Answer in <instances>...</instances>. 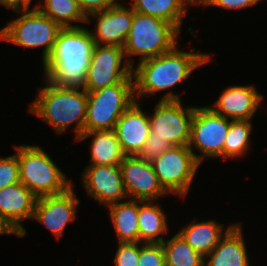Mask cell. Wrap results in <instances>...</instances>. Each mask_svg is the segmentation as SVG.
<instances>
[{
	"label": "cell",
	"mask_w": 267,
	"mask_h": 266,
	"mask_svg": "<svg viewBox=\"0 0 267 266\" xmlns=\"http://www.w3.org/2000/svg\"><path fill=\"white\" fill-rule=\"evenodd\" d=\"M80 9L88 16L92 12L103 11L108 8L118 6L120 0H77Z\"/></svg>",
	"instance_id": "33"
},
{
	"label": "cell",
	"mask_w": 267,
	"mask_h": 266,
	"mask_svg": "<svg viewBox=\"0 0 267 266\" xmlns=\"http://www.w3.org/2000/svg\"><path fill=\"white\" fill-rule=\"evenodd\" d=\"M154 106L152 114L149 113L148 139L166 140L172 146H188L196 106H185L182 100H158Z\"/></svg>",
	"instance_id": "10"
},
{
	"label": "cell",
	"mask_w": 267,
	"mask_h": 266,
	"mask_svg": "<svg viewBox=\"0 0 267 266\" xmlns=\"http://www.w3.org/2000/svg\"><path fill=\"white\" fill-rule=\"evenodd\" d=\"M263 0H210L204 7H216L217 9H224L228 11H236L257 6Z\"/></svg>",
	"instance_id": "32"
},
{
	"label": "cell",
	"mask_w": 267,
	"mask_h": 266,
	"mask_svg": "<svg viewBox=\"0 0 267 266\" xmlns=\"http://www.w3.org/2000/svg\"><path fill=\"white\" fill-rule=\"evenodd\" d=\"M31 7L32 11H40L62 28L81 27L84 26L83 23H87V16L80 9L77 0H40Z\"/></svg>",
	"instance_id": "25"
},
{
	"label": "cell",
	"mask_w": 267,
	"mask_h": 266,
	"mask_svg": "<svg viewBox=\"0 0 267 266\" xmlns=\"http://www.w3.org/2000/svg\"><path fill=\"white\" fill-rule=\"evenodd\" d=\"M219 95L212 105L206 106L216 114L231 120H253L265 98L254 84H232Z\"/></svg>",
	"instance_id": "16"
},
{
	"label": "cell",
	"mask_w": 267,
	"mask_h": 266,
	"mask_svg": "<svg viewBox=\"0 0 267 266\" xmlns=\"http://www.w3.org/2000/svg\"><path fill=\"white\" fill-rule=\"evenodd\" d=\"M151 163L163 189L185 200L201 167L189 146H171Z\"/></svg>",
	"instance_id": "8"
},
{
	"label": "cell",
	"mask_w": 267,
	"mask_h": 266,
	"mask_svg": "<svg viewBox=\"0 0 267 266\" xmlns=\"http://www.w3.org/2000/svg\"><path fill=\"white\" fill-rule=\"evenodd\" d=\"M42 79L44 87L38 89L28 111L49 125L57 135L74 125L72 129L76 140L84 133L87 91L83 88L58 87L44 77Z\"/></svg>",
	"instance_id": "3"
},
{
	"label": "cell",
	"mask_w": 267,
	"mask_h": 266,
	"mask_svg": "<svg viewBox=\"0 0 267 266\" xmlns=\"http://www.w3.org/2000/svg\"><path fill=\"white\" fill-rule=\"evenodd\" d=\"M165 266H204V257L196 252L176 231L162 242Z\"/></svg>",
	"instance_id": "27"
},
{
	"label": "cell",
	"mask_w": 267,
	"mask_h": 266,
	"mask_svg": "<svg viewBox=\"0 0 267 266\" xmlns=\"http://www.w3.org/2000/svg\"><path fill=\"white\" fill-rule=\"evenodd\" d=\"M129 6L141 14L154 16L173 24L182 32L188 4L183 0H129Z\"/></svg>",
	"instance_id": "24"
},
{
	"label": "cell",
	"mask_w": 267,
	"mask_h": 266,
	"mask_svg": "<svg viewBox=\"0 0 267 266\" xmlns=\"http://www.w3.org/2000/svg\"><path fill=\"white\" fill-rule=\"evenodd\" d=\"M75 185L64 193L39 197L35 203L32 221L43 225L58 241L65 234L66 226L77 218L81 202L76 197Z\"/></svg>",
	"instance_id": "12"
},
{
	"label": "cell",
	"mask_w": 267,
	"mask_h": 266,
	"mask_svg": "<svg viewBox=\"0 0 267 266\" xmlns=\"http://www.w3.org/2000/svg\"><path fill=\"white\" fill-rule=\"evenodd\" d=\"M19 161L20 182L37 198L58 195L73 186L72 179L59 168L48 152L39 145L14 146Z\"/></svg>",
	"instance_id": "4"
},
{
	"label": "cell",
	"mask_w": 267,
	"mask_h": 266,
	"mask_svg": "<svg viewBox=\"0 0 267 266\" xmlns=\"http://www.w3.org/2000/svg\"><path fill=\"white\" fill-rule=\"evenodd\" d=\"M84 132L112 130L121 115L136 101L134 79L87 92Z\"/></svg>",
	"instance_id": "7"
},
{
	"label": "cell",
	"mask_w": 267,
	"mask_h": 266,
	"mask_svg": "<svg viewBox=\"0 0 267 266\" xmlns=\"http://www.w3.org/2000/svg\"><path fill=\"white\" fill-rule=\"evenodd\" d=\"M94 46L87 26L62 28L42 76L58 87L83 88Z\"/></svg>",
	"instance_id": "2"
},
{
	"label": "cell",
	"mask_w": 267,
	"mask_h": 266,
	"mask_svg": "<svg viewBox=\"0 0 267 266\" xmlns=\"http://www.w3.org/2000/svg\"><path fill=\"white\" fill-rule=\"evenodd\" d=\"M33 0H13L6 8L9 10L17 11H32L30 7Z\"/></svg>",
	"instance_id": "34"
},
{
	"label": "cell",
	"mask_w": 267,
	"mask_h": 266,
	"mask_svg": "<svg viewBox=\"0 0 267 266\" xmlns=\"http://www.w3.org/2000/svg\"><path fill=\"white\" fill-rule=\"evenodd\" d=\"M172 145L166 140L147 139L143 150L138 155L141 159L152 161L167 151Z\"/></svg>",
	"instance_id": "31"
},
{
	"label": "cell",
	"mask_w": 267,
	"mask_h": 266,
	"mask_svg": "<svg viewBox=\"0 0 267 266\" xmlns=\"http://www.w3.org/2000/svg\"><path fill=\"white\" fill-rule=\"evenodd\" d=\"M132 71L122 47L95 44L83 89L92 92L134 79Z\"/></svg>",
	"instance_id": "11"
},
{
	"label": "cell",
	"mask_w": 267,
	"mask_h": 266,
	"mask_svg": "<svg viewBox=\"0 0 267 266\" xmlns=\"http://www.w3.org/2000/svg\"><path fill=\"white\" fill-rule=\"evenodd\" d=\"M20 182L19 161L16 153L0 158V189Z\"/></svg>",
	"instance_id": "30"
},
{
	"label": "cell",
	"mask_w": 267,
	"mask_h": 266,
	"mask_svg": "<svg viewBox=\"0 0 267 266\" xmlns=\"http://www.w3.org/2000/svg\"><path fill=\"white\" fill-rule=\"evenodd\" d=\"M119 166L128 198L161 201L165 196H170L160 185L151 161L141 159L138 155L125 156Z\"/></svg>",
	"instance_id": "13"
},
{
	"label": "cell",
	"mask_w": 267,
	"mask_h": 266,
	"mask_svg": "<svg viewBox=\"0 0 267 266\" xmlns=\"http://www.w3.org/2000/svg\"><path fill=\"white\" fill-rule=\"evenodd\" d=\"M252 120H232L225 138L224 159L244 158L252 149ZM248 151V152H247Z\"/></svg>",
	"instance_id": "26"
},
{
	"label": "cell",
	"mask_w": 267,
	"mask_h": 266,
	"mask_svg": "<svg viewBox=\"0 0 267 266\" xmlns=\"http://www.w3.org/2000/svg\"><path fill=\"white\" fill-rule=\"evenodd\" d=\"M210 0H199V6L200 7H205V5L209 2Z\"/></svg>",
	"instance_id": "38"
},
{
	"label": "cell",
	"mask_w": 267,
	"mask_h": 266,
	"mask_svg": "<svg viewBox=\"0 0 267 266\" xmlns=\"http://www.w3.org/2000/svg\"><path fill=\"white\" fill-rule=\"evenodd\" d=\"M88 138H91L89 144L90 163L88 165L119 166L126 156L121 149L114 129L84 132L75 142H83Z\"/></svg>",
	"instance_id": "21"
},
{
	"label": "cell",
	"mask_w": 267,
	"mask_h": 266,
	"mask_svg": "<svg viewBox=\"0 0 267 266\" xmlns=\"http://www.w3.org/2000/svg\"><path fill=\"white\" fill-rule=\"evenodd\" d=\"M80 175L87 196L103 207L128 199L120 166L87 165Z\"/></svg>",
	"instance_id": "14"
},
{
	"label": "cell",
	"mask_w": 267,
	"mask_h": 266,
	"mask_svg": "<svg viewBox=\"0 0 267 266\" xmlns=\"http://www.w3.org/2000/svg\"><path fill=\"white\" fill-rule=\"evenodd\" d=\"M242 225L241 221L235 222L219 244L204 258V266H251Z\"/></svg>",
	"instance_id": "19"
},
{
	"label": "cell",
	"mask_w": 267,
	"mask_h": 266,
	"mask_svg": "<svg viewBox=\"0 0 267 266\" xmlns=\"http://www.w3.org/2000/svg\"><path fill=\"white\" fill-rule=\"evenodd\" d=\"M125 4L127 3H120L87 16L86 25L95 21V28L89 29L95 44L123 48L133 21V9Z\"/></svg>",
	"instance_id": "15"
},
{
	"label": "cell",
	"mask_w": 267,
	"mask_h": 266,
	"mask_svg": "<svg viewBox=\"0 0 267 266\" xmlns=\"http://www.w3.org/2000/svg\"><path fill=\"white\" fill-rule=\"evenodd\" d=\"M138 266H165V254L162 243L139 242Z\"/></svg>",
	"instance_id": "28"
},
{
	"label": "cell",
	"mask_w": 267,
	"mask_h": 266,
	"mask_svg": "<svg viewBox=\"0 0 267 266\" xmlns=\"http://www.w3.org/2000/svg\"><path fill=\"white\" fill-rule=\"evenodd\" d=\"M108 216L118 242H139L138 200L126 199L109 204Z\"/></svg>",
	"instance_id": "23"
},
{
	"label": "cell",
	"mask_w": 267,
	"mask_h": 266,
	"mask_svg": "<svg viewBox=\"0 0 267 266\" xmlns=\"http://www.w3.org/2000/svg\"><path fill=\"white\" fill-rule=\"evenodd\" d=\"M37 197L21 182L0 189V215L24 238V220H32Z\"/></svg>",
	"instance_id": "18"
},
{
	"label": "cell",
	"mask_w": 267,
	"mask_h": 266,
	"mask_svg": "<svg viewBox=\"0 0 267 266\" xmlns=\"http://www.w3.org/2000/svg\"><path fill=\"white\" fill-rule=\"evenodd\" d=\"M185 1L190 7L199 6V0H183Z\"/></svg>",
	"instance_id": "36"
},
{
	"label": "cell",
	"mask_w": 267,
	"mask_h": 266,
	"mask_svg": "<svg viewBox=\"0 0 267 266\" xmlns=\"http://www.w3.org/2000/svg\"><path fill=\"white\" fill-rule=\"evenodd\" d=\"M231 121L206 105L196 106L188 146L201 165L206 159H224V143Z\"/></svg>",
	"instance_id": "9"
},
{
	"label": "cell",
	"mask_w": 267,
	"mask_h": 266,
	"mask_svg": "<svg viewBox=\"0 0 267 266\" xmlns=\"http://www.w3.org/2000/svg\"><path fill=\"white\" fill-rule=\"evenodd\" d=\"M17 18L0 29V40L28 49H41L43 64L50 56L62 27L40 11H17Z\"/></svg>",
	"instance_id": "6"
},
{
	"label": "cell",
	"mask_w": 267,
	"mask_h": 266,
	"mask_svg": "<svg viewBox=\"0 0 267 266\" xmlns=\"http://www.w3.org/2000/svg\"><path fill=\"white\" fill-rule=\"evenodd\" d=\"M177 44L169 52L147 58L133 66L135 99L140 102L148 96L163 91L159 101L181 100L180 94L173 91L176 85L188 81L189 77L211 62V53L197 52L195 46L190 51L180 50ZM203 66V67H202Z\"/></svg>",
	"instance_id": "1"
},
{
	"label": "cell",
	"mask_w": 267,
	"mask_h": 266,
	"mask_svg": "<svg viewBox=\"0 0 267 266\" xmlns=\"http://www.w3.org/2000/svg\"><path fill=\"white\" fill-rule=\"evenodd\" d=\"M161 206L159 200H138L139 242L162 243L169 235V217Z\"/></svg>",
	"instance_id": "22"
},
{
	"label": "cell",
	"mask_w": 267,
	"mask_h": 266,
	"mask_svg": "<svg viewBox=\"0 0 267 266\" xmlns=\"http://www.w3.org/2000/svg\"><path fill=\"white\" fill-rule=\"evenodd\" d=\"M192 219L189 223L180 226L181 228L176 232L204 258L212 252L222 237L235 224L231 222L228 226H224V223H219L214 218L202 221L196 217Z\"/></svg>",
	"instance_id": "20"
},
{
	"label": "cell",
	"mask_w": 267,
	"mask_h": 266,
	"mask_svg": "<svg viewBox=\"0 0 267 266\" xmlns=\"http://www.w3.org/2000/svg\"><path fill=\"white\" fill-rule=\"evenodd\" d=\"M13 0H0V5L7 7Z\"/></svg>",
	"instance_id": "37"
},
{
	"label": "cell",
	"mask_w": 267,
	"mask_h": 266,
	"mask_svg": "<svg viewBox=\"0 0 267 266\" xmlns=\"http://www.w3.org/2000/svg\"><path fill=\"white\" fill-rule=\"evenodd\" d=\"M135 101L119 118L115 125L117 139L126 156L139 155L150 133L149 112Z\"/></svg>",
	"instance_id": "17"
},
{
	"label": "cell",
	"mask_w": 267,
	"mask_h": 266,
	"mask_svg": "<svg viewBox=\"0 0 267 266\" xmlns=\"http://www.w3.org/2000/svg\"><path fill=\"white\" fill-rule=\"evenodd\" d=\"M181 32L163 19L134 12L133 21L124 43L125 58L133 67L137 62L159 56L172 50L181 39Z\"/></svg>",
	"instance_id": "5"
},
{
	"label": "cell",
	"mask_w": 267,
	"mask_h": 266,
	"mask_svg": "<svg viewBox=\"0 0 267 266\" xmlns=\"http://www.w3.org/2000/svg\"><path fill=\"white\" fill-rule=\"evenodd\" d=\"M112 260L114 266H138L139 242H117Z\"/></svg>",
	"instance_id": "29"
},
{
	"label": "cell",
	"mask_w": 267,
	"mask_h": 266,
	"mask_svg": "<svg viewBox=\"0 0 267 266\" xmlns=\"http://www.w3.org/2000/svg\"><path fill=\"white\" fill-rule=\"evenodd\" d=\"M15 235L20 238V234L10 225V223L0 215V236L1 235Z\"/></svg>",
	"instance_id": "35"
}]
</instances>
